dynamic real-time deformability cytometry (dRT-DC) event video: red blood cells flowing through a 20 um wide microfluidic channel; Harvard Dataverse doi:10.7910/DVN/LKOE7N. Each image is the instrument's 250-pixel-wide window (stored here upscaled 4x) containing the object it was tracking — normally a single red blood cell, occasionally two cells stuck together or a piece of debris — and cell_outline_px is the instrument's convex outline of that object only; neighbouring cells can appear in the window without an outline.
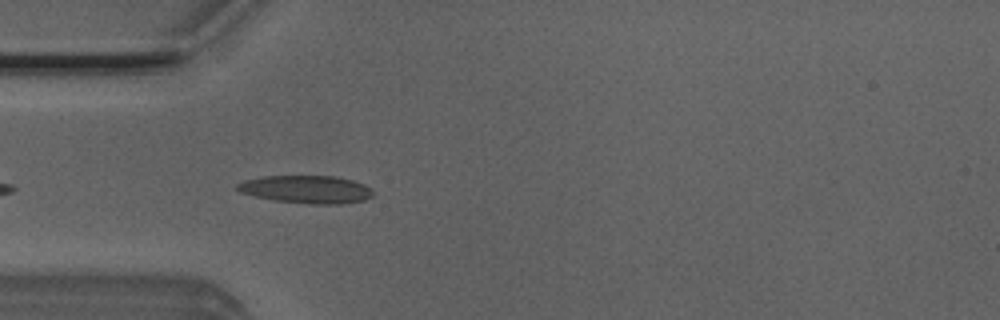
{"species": "Egyptian fruit bat (a non-hibernating species)", "species_latin": "Rousettus aegyptiacus", "temperature_condition": "room temperature", "stored_images_in_passage": 4, "camera_frame_rate_fps": 3000, "um_per_image_px": 0.085, "animal": {"sex": "male"}, "frame": {"image": 1, "passage_image": 4, "time_ms": 1.0, "image_size_px": [1000, 320], "cell_outline_px": [[376, 192], [372, 196], [364, 200], [340, 204], [312, 204], [276, 200], [256, 196], [240, 192], [232, 188], [236, 184], [244, 180], [264, 176], [336, 176], [352, 180], [364, 184], [372, 188]], "centroid_in_image_um": [26.06, 16.09], "position_along_channel_um": 58.9, "area_um2": 22.14}}